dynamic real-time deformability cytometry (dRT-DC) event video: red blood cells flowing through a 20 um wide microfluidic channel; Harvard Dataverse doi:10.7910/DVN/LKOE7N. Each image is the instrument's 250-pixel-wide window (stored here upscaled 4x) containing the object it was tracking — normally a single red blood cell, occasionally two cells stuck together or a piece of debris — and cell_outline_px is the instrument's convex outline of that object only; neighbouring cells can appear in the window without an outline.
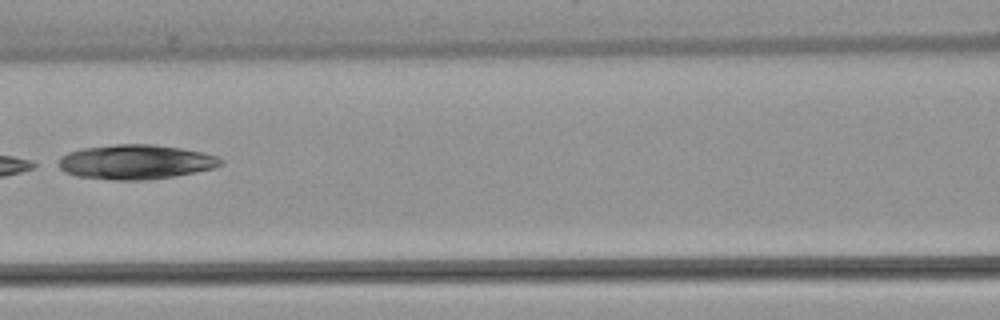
{"species": "common noctule bat (a hibernating species)", "species_latin": "Nyctalus noctula", "temperature_condition": "warm", "stored_images_in_passage": 7, "camera_frame_rate_fps": 3000, "um_per_image_px": 0.085, "animal": {"sex": "female", "body_mass_g": 22.7, "forearm_length_mm": 54.2}, "frame": {"image": 1, "passage_image": 6, "time_ms": 7.667, "image_size_px": [1000, 320], "cell_outline_px": [[224, 164], [216, 168], [176, 176], [148, 180], [116, 180], [76, 176], [64, 172], [52, 164], [60, 156], [68, 152], [84, 148], [116, 144], [152, 144], [180, 148], [204, 152], [216, 156], [224, 160]], "centroid_in_image_um": [11.5, 13.77], "position_along_channel_um": 155.1, "area_um2": 33.29}}
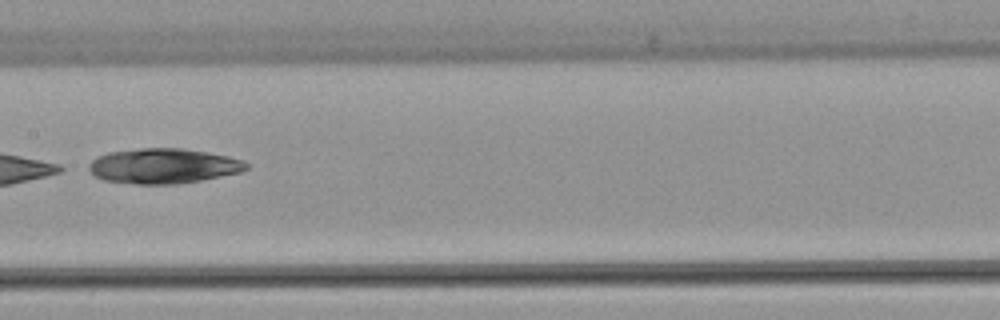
{"frame": {"image": 2, "passage_image": 7, "time_ms": 8.667, "image_size_px": [1000, 320], "cell_outline_px": [[248, 168], [240, 172], [200, 180], [176, 184], [136, 184], [104, 180], [96, 176], [88, 168], [88, 164], [96, 156], [108, 152], [140, 148], [180, 148], [208, 152], [228, 156], [244, 160], [248, 164]], "centroid_in_image_um": [13.87, 14.1], "position_along_channel_um": 193.5, "area_um2": 32.14}}